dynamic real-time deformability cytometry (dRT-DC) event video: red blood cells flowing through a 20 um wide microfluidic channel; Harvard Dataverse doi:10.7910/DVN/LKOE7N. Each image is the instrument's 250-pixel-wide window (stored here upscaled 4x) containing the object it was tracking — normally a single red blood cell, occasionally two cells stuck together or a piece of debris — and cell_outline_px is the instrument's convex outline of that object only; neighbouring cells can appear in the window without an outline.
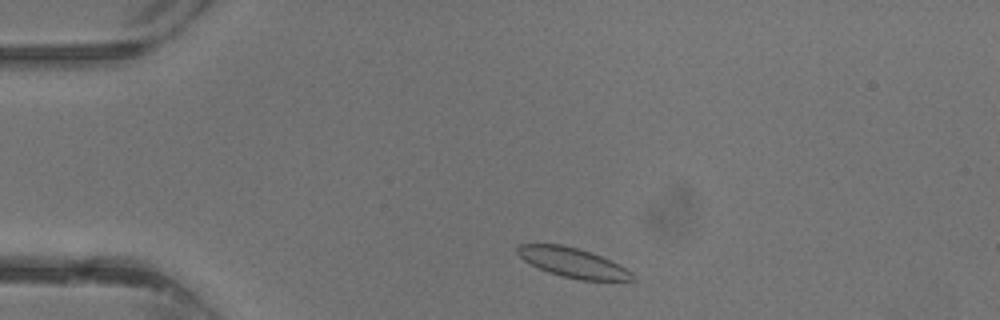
{"species": "common noctule bat (a hibernating species)", "species_latin": "Nyctalus noctula", "temperature_condition": "warm", "stored_images_in_passage": 12, "camera_frame_rate_fps": 3000, "um_per_image_px": 0.085, "animal": {"sex": "male", "body_mass_g": 13.3}, "frame": {"image": 1, "passage_image": 2, "time_ms": 0.333, "image_size_px": [1000, 320], "cell_outline_px": [[636, 280], [580, 280], [548, 272], [524, 260], [516, 252], [516, 248], [520, 244], [560, 244], [576, 248], [600, 256], [632, 272], [636, 276]], "centroid_in_image_um": [48.68, 22.33], "position_along_channel_um": 36.3, "area_um2": 19.31}}
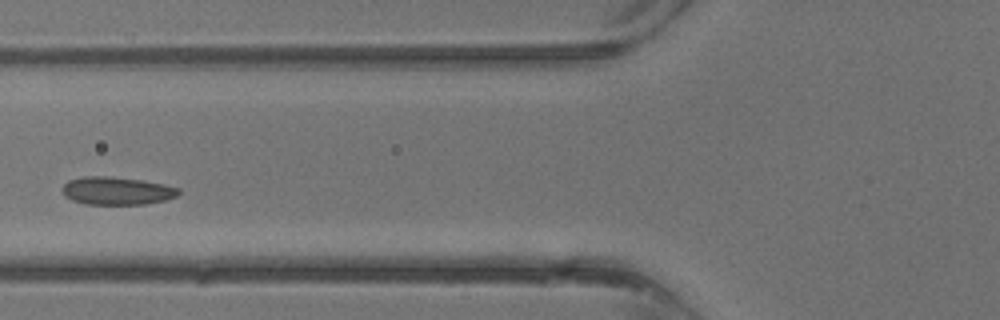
{"frame": {"image": 2, "passage_image": 9, "time_ms": 2.667, "image_size_px": [1000, 320], "cell_outline_px": [[180, 192], [176, 196], [164, 200], [144, 204], [84, 204], [72, 200], [64, 196], [60, 188], [68, 180], [84, 176], [112, 176], [144, 180], [164, 184], [180, 188]], "centroid_in_image_um": [9.9, 16.21], "position_along_channel_um": 115.9, "area_um2": 19.13}}
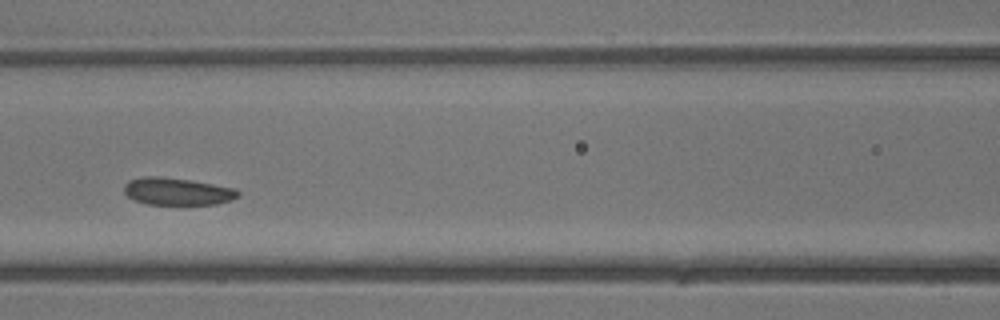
{"frame": {"image": 3, "passage_image": 11, "time_ms": 3.333, "image_size_px": [1000, 320], "cell_outline_px": [[240, 196], [232, 200], [216, 204], [148, 204], [132, 200], [124, 192], [124, 184], [128, 180], [144, 176], [160, 176], [188, 180], [236, 188], [240, 192]], "centroid_in_image_um": [15.06, 16.27], "position_along_channel_um": 151.5, "area_um2": 18.21}}